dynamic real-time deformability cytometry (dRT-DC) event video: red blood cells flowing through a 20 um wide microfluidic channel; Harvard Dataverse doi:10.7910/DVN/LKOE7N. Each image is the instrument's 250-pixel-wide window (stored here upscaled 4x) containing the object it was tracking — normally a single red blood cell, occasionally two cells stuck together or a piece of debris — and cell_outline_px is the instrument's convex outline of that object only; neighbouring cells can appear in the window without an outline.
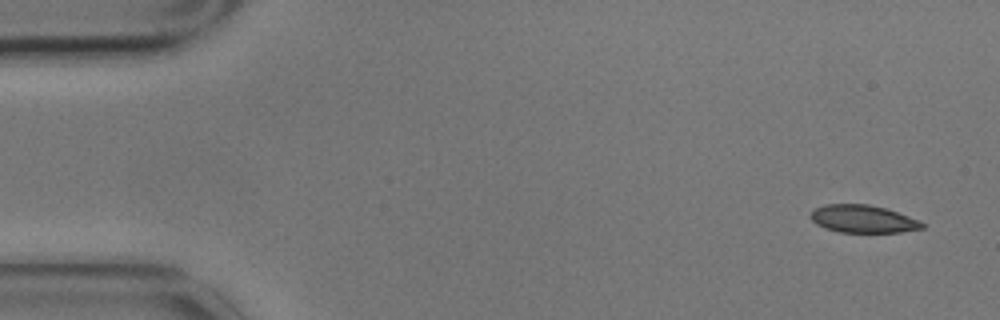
{"species": "common noctule bat (a hibernating species)", "species_latin": "Nyctalus noctula", "temperature_condition": "cold", "stored_images_in_passage": 10, "camera_frame_rate_fps": 3000, "um_per_image_px": 0.085, "animal": {"sex": "male", "body_mass_g": 17.9}, "frame": {"image": 1, "passage_image": 1, "time_ms": 0.0, "image_size_px": [1000, 320], "cell_outline_px": [[924, 228], [900, 232], [840, 232], [824, 228], [816, 224], [808, 216], [816, 208], [824, 204], [868, 204], [884, 208], [908, 216], [924, 224]], "centroid_in_image_um": [73.3, 18.61], "position_along_channel_um": 11.7, "area_um2": 17.8}}
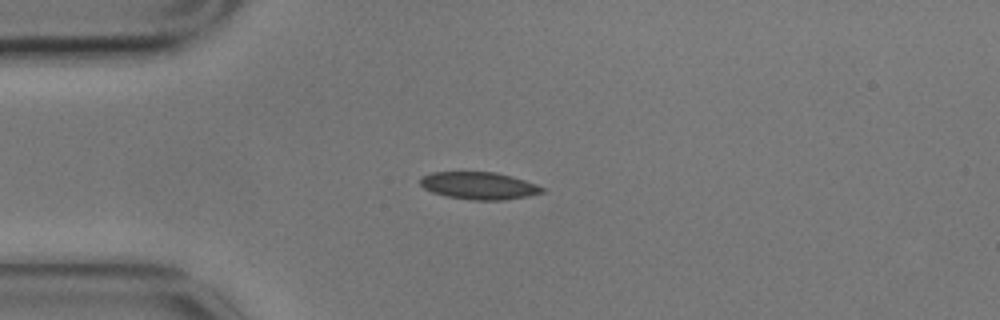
{"frame": {"image": 2, "passage_image": 4, "time_ms": 1.0, "image_size_px": [1000, 320], "cell_outline_px": [[544, 192], [528, 196], [504, 200], [472, 200], [448, 196], [432, 192], [424, 188], [420, 184], [420, 180], [424, 176], [432, 172], [496, 172], [524, 180], [536, 184], [544, 188]], "centroid_in_image_um": [40.73, 15.78], "position_along_channel_um": 44.3, "area_um2": 19.25}}